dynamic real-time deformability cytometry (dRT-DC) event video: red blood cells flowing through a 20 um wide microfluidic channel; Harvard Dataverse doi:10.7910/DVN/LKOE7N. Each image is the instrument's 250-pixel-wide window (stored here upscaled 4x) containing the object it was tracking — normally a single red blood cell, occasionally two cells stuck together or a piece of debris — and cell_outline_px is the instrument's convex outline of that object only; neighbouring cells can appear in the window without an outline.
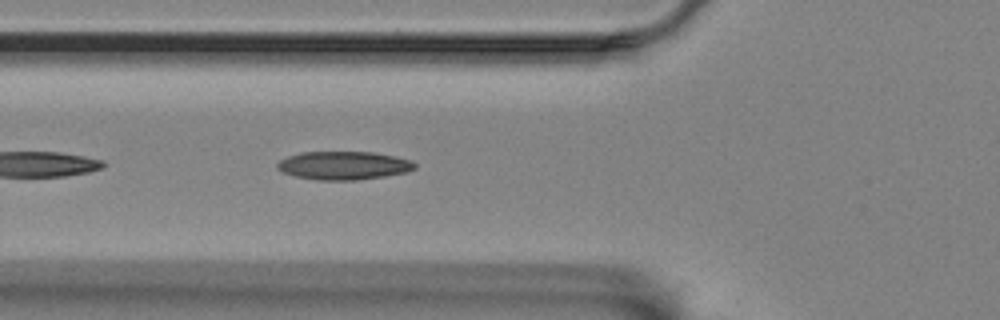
{"species": "Egyptian fruit bat (a non-hibernating species)", "species_latin": "Rousettus aegyptiacus", "temperature_condition": "room temperature", "stored_images_in_passage": 8, "camera_frame_rate_fps": 3000, "um_per_image_px": 0.085, "animal": {"sex": "female"}, "frame": {"image": 1, "passage_image": 5, "time_ms": 1.333, "image_size_px": [1000, 320], "cell_outline_px": [[416, 168], [408, 172], [384, 176], [356, 180], [320, 180], [296, 176], [280, 172], [276, 168], [276, 164], [280, 160], [288, 156], [300, 152], [372, 152], [396, 156], [412, 160], [416, 164]], "centroid_in_image_um": [29.21, 14.06], "position_along_channel_um": 96.6, "area_um2": 22.83}}